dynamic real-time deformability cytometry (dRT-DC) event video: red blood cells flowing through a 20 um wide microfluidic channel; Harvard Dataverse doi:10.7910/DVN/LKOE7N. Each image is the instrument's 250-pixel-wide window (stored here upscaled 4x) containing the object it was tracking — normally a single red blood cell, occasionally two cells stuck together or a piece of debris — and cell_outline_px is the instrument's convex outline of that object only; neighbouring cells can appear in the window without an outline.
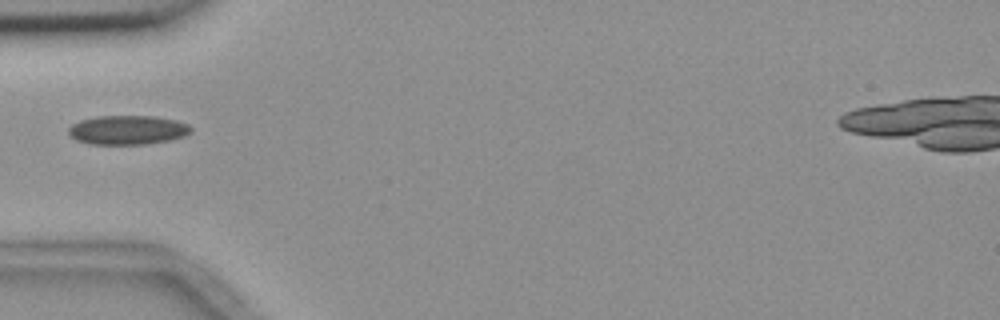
{"species": "common noctule bat (a hibernating species)", "species_latin": "Nyctalus noctula", "temperature_condition": "room temperature", "stored_images_in_passage": 9, "camera_frame_rate_fps": 3000, "um_per_image_px": 0.085, "animal": {"sex": "female", "body_mass_g": 18.4}, "frame": {"image": 1, "passage_image": 1, "time_ms": 0.0, "image_size_px": [1000, 320], "cell_outline_px": [[192, 132], [184, 136], [168, 140], [144, 144], [92, 144], [76, 140], [68, 132], [68, 128], [72, 124], [80, 120], [96, 116], [156, 116], [176, 120], [188, 124], [192, 128]], "centroid_in_image_um": [10.85, 11.04], "position_along_channel_um": 74.1, "area_um2": 20.81}}